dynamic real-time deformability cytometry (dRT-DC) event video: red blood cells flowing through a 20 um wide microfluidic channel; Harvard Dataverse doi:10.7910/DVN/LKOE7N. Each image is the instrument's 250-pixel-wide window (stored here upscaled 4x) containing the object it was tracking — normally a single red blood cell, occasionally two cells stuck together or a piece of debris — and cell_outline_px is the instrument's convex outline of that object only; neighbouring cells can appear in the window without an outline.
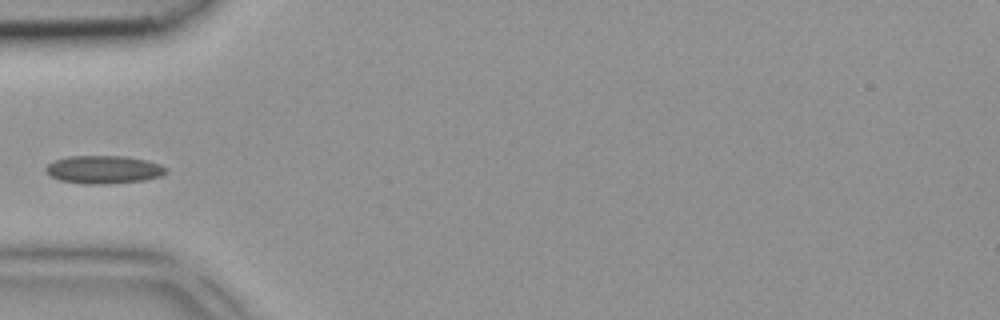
{"species": "common noctule bat (a hibernating species)", "species_latin": "Nyctalus noctula", "temperature_condition": "room temperature", "stored_images_in_passage": 3, "camera_frame_rate_fps": 3000, "um_per_image_px": 0.085, "animal": {"sex": "female", "body_mass_g": 18.4}, "frame": {"image": 1, "passage_image": 3, "time_ms": 0.667, "image_size_px": [1000, 320], "cell_outline_px": [[168, 172], [160, 176], [144, 180], [100, 184], [84, 184], [60, 180], [52, 176], [44, 168], [52, 160], [68, 156], [128, 156], [148, 160], [160, 164], [168, 168]], "centroid_in_image_um": [8.83, 14.4], "position_along_channel_um": 76.2, "area_um2": 19.71}}